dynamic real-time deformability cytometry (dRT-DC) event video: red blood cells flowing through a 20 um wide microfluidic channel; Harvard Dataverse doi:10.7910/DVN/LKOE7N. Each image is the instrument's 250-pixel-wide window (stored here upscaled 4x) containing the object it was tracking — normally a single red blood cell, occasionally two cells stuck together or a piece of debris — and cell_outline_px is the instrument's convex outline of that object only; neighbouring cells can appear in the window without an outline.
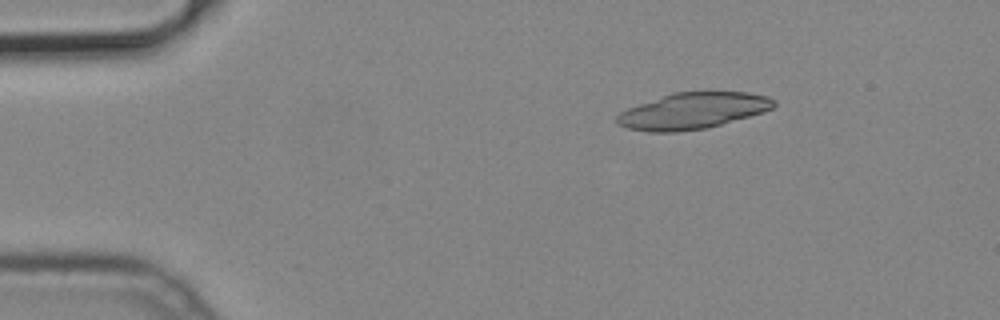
{"species": "common noctule bat (a hibernating species)", "species_latin": "Nyctalus noctula", "temperature_condition": "cold", "stored_images_in_passage": 43, "camera_frame_rate_fps": 3000, "um_per_image_px": 0.085, "animal": {"sex": "male", "body_mass_g": 19.2, "forearm_length_mm": 51.8}, "frame": {"image": 1, "passage_image": 1, "time_ms": 0.0, "image_size_px": [1000, 320], "cell_outline_px": [[776, 104], [772, 108], [764, 112], [720, 124], [704, 128], [676, 132], [648, 132], [628, 128], [616, 124], [616, 116], [620, 112], [628, 108], [672, 92], [748, 92], [768, 96], [776, 100]], "centroid_in_image_um": [58.88, 9.42], "position_along_channel_um": 26.1, "area_um2": 33.0}}